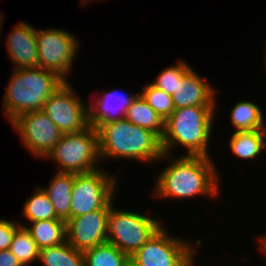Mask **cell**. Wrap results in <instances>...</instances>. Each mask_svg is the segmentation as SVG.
Segmentation results:
<instances>
[{"label":"cell","instance_id":"6da1fadb","mask_svg":"<svg viewBox=\"0 0 266 266\" xmlns=\"http://www.w3.org/2000/svg\"><path fill=\"white\" fill-rule=\"evenodd\" d=\"M163 154L158 162L164 161L167 165L160 168L155 180V187L151 196L162 200L191 199L193 197H219L222 190L219 186L221 176L213 158L204 156ZM177 157V158H176ZM169 160V161H168ZM217 170V171H216ZM216 197V198H215Z\"/></svg>","mask_w":266,"mask_h":266},{"label":"cell","instance_id":"7a4b0ae2","mask_svg":"<svg viewBox=\"0 0 266 266\" xmlns=\"http://www.w3.org/2000/svg\"><path fill=\"white\" fill-rule=\"evenodd\" d=\"M96 130L101 161L124 158L153 165L164 154L161 138L156 133L134 125L125 118L100 123Z\"/></svg>","mask_w":266,"mask_h":266},{"label":"cell","instance_id":"3957f363","mask_svg":"<svg viewBox=\"0 0 266 266\" xmlns=\"http://www.w3.org/2000/svg\"><path fill=\"white\" fill-rule=\"evenodd\" d=\"M216 106H192L175 109L164 122L161 138L163 153L174 155L175 147H184L182 155L212 158L209 143L213 134ZM173 153V154H172Z\"/></svg>","mask_w":266,"mask_h":266},{"label":"cell","instance_id":"277c9868","mask_svg":"<svg viewBox=\"0 0 266 266\" xmlns=\"http://www.w3.org/2000/svg\"><path fill=\"white\" fill-rule=\"evenodd\" d=\"M65 82L57 73L40 67L13 69L3 98L6 118L11 122L23 113L42 110Z\"/></svg>","mask_w":266,"mask_h":266},{"label":"cell","instance_id":"5b68a950","mask_svg":"<svg viewBox=\"0 0 266 266\" xmlns=\"http://www.w3.org/2000/svg\"><path fill=\"white\" fill-rule=\"evenodd\" d=\"M44 159L57 164L56 172L84 174L100 168L98 132L89 125L86 129L63 134Z\"/></svg>","mask_w":266,"mask_h":266},{"label":"cell","instance_id":"8992f818","mask_svg":"<svg viewBox=\"0 0 266 266\" xmlns=\"http://www.w3.org/2000/svg\"><path fill=\"white\" fill-rule=\"evenodd\" d=\"M161 218L115 208L107 218V242L132 257L166 223Z\"/></svg>","mask_w":266,"mask_h":266},{"label":"cell","instance_id":"52a82bcc","mask_svg":"<svg viewBox=\"0 0 266 266\" xmlns=\"http://www.w3.org/2000/svg\"><path fill=\"white\" fill-rule=\"evenodd\" d=\"M163 224L158 231L132 256L141 266H195L200 239L191 242L170 234ZM197 246V247H196Z\"/></svg>","mask_w":266,"mask_h":266},{"label":"cell","instance_id":"ba28073f","mask_svg":"<svg viewBox=\"0 0 266 266\" xmlns=\"http://www.w3.org/2000/svg\"><path fill=\"white\" fill-rule=\"evenodd\" d=\"M116 176L110 175L102 166L89 173L74 174L71 218L102 208H110L114 203V194L118 187Z\"/></svg>","mask_w":266,"mask_h":266},{"label":"cell","instance_id":"9c48e42d","mask_svg":"<svg viewBox=\"0 0 266 266\" xmlns=\"http://www.w3.org/2000/svg\"><path fill=\"white\" fill-rule=\"evenodd\" d=\"M65 29H37L36 46L39 67L57 73L68 81L76 54L80 51L78 38ZM74 60V61H73Z\"/></svg>","mask_w":266,"mask_h":266},{"label":"cell","instance_id":"30bf717a","mask_svg":"<svg viewBox=\"0 0 266 266\" xmlns=\"http://www.w3.org/2000/svg\"><path fill=\"white\" fill-rule=\"evenodd\" d=\"M70 81H66L44 103L42 111L63 133L86 129L89 124L88 103L75 94Z\"/></svg>","mask_w":266,"mask_h":266},{"label":"cell","instance_id":"8fae6325","mask_svg":"<svg viewBox=\"0 0 266 266\" xmlns=\"http://www.w3.org/2000/svg\"><path fill=\"white\" fill-rule=\"evenodd\" d=\"M20 135L23 147L35 158L42 160L59 142L63 133L42 111H31L17 116L10 122Z\"/></svg>","mask_w":266,"mask_h":266},{"label":"cell","instance_id":"7c38bea8","mask_svg":"<svg viewBox=\"0 0 266 266\" xmlns=\"http://www.w3.org/2000/svg\"><path fill=\"white\" fill-rule=\"evenodd\" d=\"M110 208H102L66 221V241L78 251H86L107 242V218Z\"/></svg>","mask_w":266,"mask_h":266},{"label":"cell","instance_id":"4fadbf2b","mask_svg":"<svg viewBox=\"0 0 266 266\" xmlns=\"http://www.w3.org/2000/svg\"><path fill=\"white\" fill-rule=\"evenodd\" d=\"M36 35L35 27L19 21L6 36V52L14 69L39 67Z\"/></svg>","mask_w":266,"mask_h":266},{"label":"cell","instance_id":"5bb4252c","mask_svg":"<svg viewBox=\"0 0 266 266\" xmlns=\"http://www.w3.org/2000/svg\"><path fill=\"white\" fill-rule=\"evenodd\" d=\"M207 81L192 66L183 75L176 92L172 95L175 109L192 106H216L217 90Z\"/></svg>","mask_w":266,"mask_h":266},{"label":"cell","instance_id":"9a60e30c","mask_svg":"<svg viewBox=\"0 0 266 266\" xmlns=\"http://www.w3.org/2000/svg\"><path fill=\"white\" fill-rule=\"evenodd\" d=\"M100 95L94 101L89 99L90 102H88L89 124L94 127L100 123L123 119L136 94L129 92L124 95L115 88L109 91H100Z\"/></svg>","mask_w":266,"mask_h":266},{"label":"cell","instance_id":"2e32d148","mask_svg":"<svg viewBox=\"0 0 266 266\" xmlns=\"http://www.w3.org/2000/svg\"><path fill=\"white\" fill-rule=\"evenodd\" d=\"M73 183V173L55 172L48 186H40L49 197L56 216L65 221L71 218Z\"/></svg>","mask_w":266,"mask_h":266},{"label":"cell","instance_id":"e0dca14e","mask_svg":"<svg viewBox=\"0 0 266 266\" xmlns=\"http://www.w3.org/2000/svg\"><path fill=\"white\" fill-rule=\"evenodd\" d=\"M30 223V224H29ZM21 224L32 236L37 247L44 249L66 241V221L62 219L37 220Z\"/></svg>","mask_w":266,"mask_h":266},{"label":"cell","instance_id":"ac0fdd59","mask_svg":"<svg viewBox=\"0 0 266 266\" xmlns=\"http://www.w3.org/2000/svg\"><path fill=\"white\" fill-rule=\"evenodd\" d=\"M124 118L134 125L156 133L160 138L164 134V121L139 93L131 100Z\"/></svg>","mask_w":266,"mask_h":266},{"label":"cell","instance_id":"d6986e66","mask_svg":"<svg viewBox=\"0 0 266 266\" xmlns=\"http://www.w3.org/2000/svg\"><path fill=\"white\" fill-rule=\"evenodd\" d=\"M263 110L257 103L250 100L238 101L235 103L230 113V123L236 128L237 132H252L261 130L264 125L265 118Z\"/></svg>","mask_w":266,"mask_h":266},{"label":"cell","instance_id":"ffe728a7","mask_svg":"<svg viewBox=\"0 0 266 266\" xmlns=\"http://www.w3.org/2000/svg\"><path fill=\"white\" fill-rule=\"evenodd\" d=\"M229 150L238 159L257 160L262 156L264 150L263 134L261 130L252 132L233 131L230 134Z\"/></svg>","mask_w":266,"mask_h":266},{"label":"cell","instance_id":"44dd1931","mask_svg":"<svg viewBox=\"0 0 266 266\" xmlns=\"http://www.w3.org/2000/svg\"><path fill=\"white\" fill-rule=\"evenodd\" d=\"M38 261L42 266H85L83 252L72 247L67 241L40 249Z\"/></svg>","mask_w":266,"mask_h":266},{"label":"cell","instance_id":"7402d4cb","mask_svg":"<svg viewBox=\"0 0 266 266\" xmlns=\"http://www.w3.org/2000/svg\"><path fill=\"white\" fill-rule=\"evenodd\" d=\"M34 190L35 192L27 198L21 210L26 221L60 219L56 216L52 203L43 189L37 185Z\"/></svg>","mask_w":266,"mask_h":266},{"label":"cell","instance_id":"603a6c76","mask_svg":"<svg viewBox=\"0 0 266 266\" xmlns=\"http://www.w3.org/2000/svg\"><path fill=\"white\" fill-rule=\"evenodd\" d=\"M85 266H123L128 256L111 243H103L83 252Z\"/></svg>","mask_w":266,"mask_h":266},{"label":"cell","instance_id":"cb8c5ba5","mask_svg":"<svg viewBox=\"0 0 266 266\" xmlns=\"http://www.w3.org/2000/svg\"><path fill=\"white\" fill-rule=\"evenodd\" d=\"M9 250L22 266H29L30 263L38 261L39 248L24 226L16 230Z\"/></svg>","mask_w":266,"mask_h":266},{"label":"cell","instance_id":"d4e9b609","mask_svg":"<svg viewBox=\"0 0 266 266\" xmlns=\"http://www.w3.org/2000/svg\"><path fill=\"white\" fill-rule=\"evenodd\" d=\"M138 93L164 122L175 110L172 95L156 88L151 83L144 84L141 91Z\"/></svg>","mask_w":266,"mask_h":266},{"label":"cell","instance_id":"484cf974","mask_svg":"<svg viewBox=\"0 0 266 266\" xmlns=\"http://www.w3.org/2000/svg\"><path fill=\"white\" fill-rule=\"evenodd\" d=\"M182 59H179L175 65L167 66L161 70L155 80L150 81V83L165 93L173 95L183 75L191 68L184 58Z\"/></svg>","mask_w":266,"mask_h":266},{"label":"cell","instance_id":"4316f807","mask_svg":"<svg viewBox=\"0 0 266 266\" xmlns=\"http://www.w3.org/2000/svg\"><path fill=\"white\" fill-rule=\"evenodd\" d=\"M20 226L21 222L0 218V251L9 249L13 236Z\"/></svg>","mask_w":266,"mask_h":266},{"label":"cell","instance_id":"83f0119b","mask_svg":"<svg viewBox=\"0 0 266 266\" xmlns=\"http://www.w3.org/2000/svg\"><path fill=\"white\" fill-rule=\"evenodd\" d=\"M0 266H22L9 249L0 251Z\"/></svg>","mask_w":266,"mask_h":266},{"label":"cell","instance_id":"f1b7e54d","mask_svg":"<svg viewBox=\"0 0 266 266\" xmlns=\"http://www.w3.org/2000/svg\"><path fill=\"white\" fill-rule=\"evenodd\" d=\"M256 243L259 244L258 245L259 252H261L266 257V234H263L262 236H258Z\"/></svg>","mask_w":266,"mask_h":266},{"label":"cell","instance_id":"f546056e","mask_svg":"<svg viewBox=\"0 0 266 266\" xmlns=\"http://www.w3.org/2000/svg\"><path fill=\"white\" fill-rule=\"evenodd\" d=\"M123 266H141V265L137 263L132 257H128L124 261Z\"/></svg>","mask_w":266,"mask_h":266},{"label":"cell","instance_id":"4dcf8cb0","mask_svg":"<svg viewBox=\"0 0 266 266\" xmlns=\"http://www.w3.org/2000/svg\"><path fill=\"white\" fill-rule=\"evenodd\" d=\"M262 134H263V143H264V148H266V120L264 122V125L262 126Z\"/></svg>","mask_w":266,"mask_h":266},{"label":"cell","instance_id":"1f68e13d","mask_svg":"<svg viewBox=\"0 0 266 266\" xmlns=\"http://www.w3.org/2000/svg\"><path fill=\"white\" fill-rule=\"evenodd\" d=\"M2 12H0V35H1V28H2V24L4 23L3 22V15L1 14ZM0 37H2V36H0ZM1 39V38H0Z\"/></svg>","mask_w":266,"mask_h":266},{"label":"cell","instance_id":"d6a6232c","mask_svg":"<svg viewBox=\"0 0 266 266\" xmlns=\"http://www.w3.org/2000/svg\"><path fill=\"white\" fill-rule=\"evenodd\" d=\"M90 1H93L94 2V0H81V3L83 4V6L85 5V4H87V3H90ZM95 1H97V0H95ZM100 1V0H99ZM102 1V0H101Z\"/></svg>","mask_w":266,"mask_h":266}]
</instances>
